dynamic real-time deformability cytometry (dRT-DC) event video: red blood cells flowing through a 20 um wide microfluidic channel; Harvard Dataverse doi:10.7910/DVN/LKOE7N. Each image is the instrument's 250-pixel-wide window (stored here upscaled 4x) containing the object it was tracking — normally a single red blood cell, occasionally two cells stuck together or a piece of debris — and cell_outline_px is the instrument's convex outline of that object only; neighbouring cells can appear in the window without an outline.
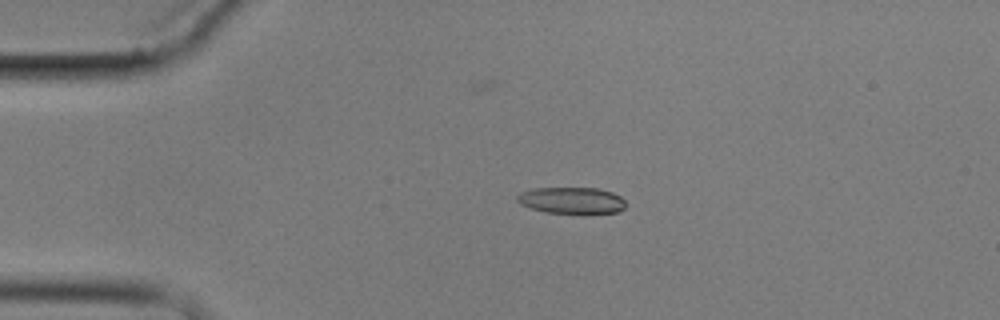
{"species": "common noctule bat (a hibernating species)", "species_latin": "Nyctalus noctula", "temperature_condition": "cold", "stored_images_in_passage": 7, "camera_frame_rate_fps": 3000, "um_per_image_px": 0.085, "animal": {"sex": "male", "body_mass_g": 17.9}, "frame": {"image": 1, "passage_image": 1, "time_ms": 0.0, "image_size_px": [1000, 320], "cell_outline_px": [[624, 208], [616, 212], [544, 212], [520, 204], [516, 200], [516, 196], [520, 192], [532, 188], [600, 188], [612, 192], [620, 196], [624, 200]], "centroid_in_image_um": [48.54, 17.0], "position_along_channel_um": 36.5, "area_um2": 16.47}}
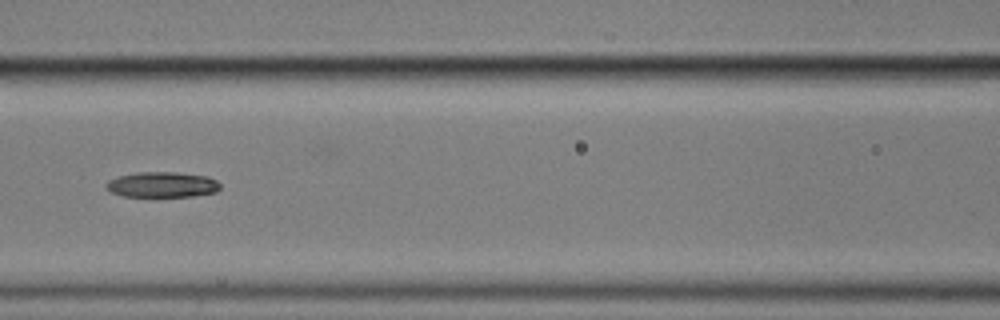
{"frame": {"image": 2, "passage_image": 4, "time_ms": 4.333, "image_size_px": [1000, 320], "cell_outline_px": [[220, 188], [216, 192], [192, 196], [124, 196], [112, 192], [104, 188], [104, 184], [108, 180], [120, 176], [136, 172], [176, 172], [208, 176], [216, 180], [220, 184]], "centroid_in_image_um": [13.78, 15.68], "position_along_channel_um": 152.8, "area_um2": 16.94}}
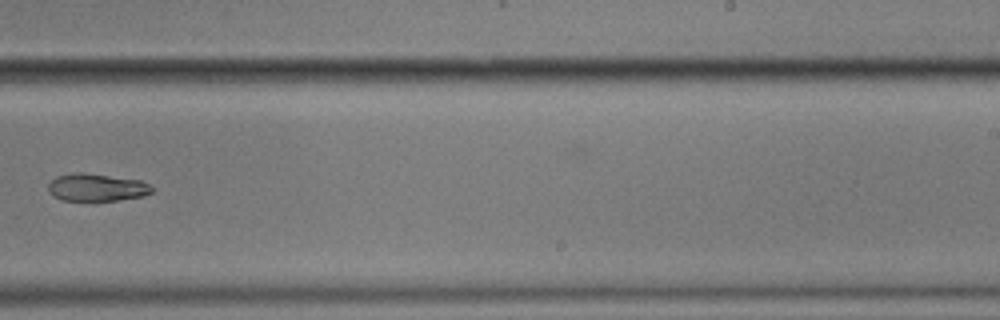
{"frame": {"image": 3, "passage_image": 7, "time_ms": 8.0, "image_size_px": [1000, 320], "cell_outline_px": [[152, 192], [144, 196], [116, 200], [60, 200], [52, 196], [48, 192], [48, 184], [56, 176], [72, 172], [84, 172], [140, 180], [148, 184], [152, 188]], "centroid_in_image_um": [8.17, 15.92], "position_along_channel_um": 280.8, "area_um2": 16.7}}